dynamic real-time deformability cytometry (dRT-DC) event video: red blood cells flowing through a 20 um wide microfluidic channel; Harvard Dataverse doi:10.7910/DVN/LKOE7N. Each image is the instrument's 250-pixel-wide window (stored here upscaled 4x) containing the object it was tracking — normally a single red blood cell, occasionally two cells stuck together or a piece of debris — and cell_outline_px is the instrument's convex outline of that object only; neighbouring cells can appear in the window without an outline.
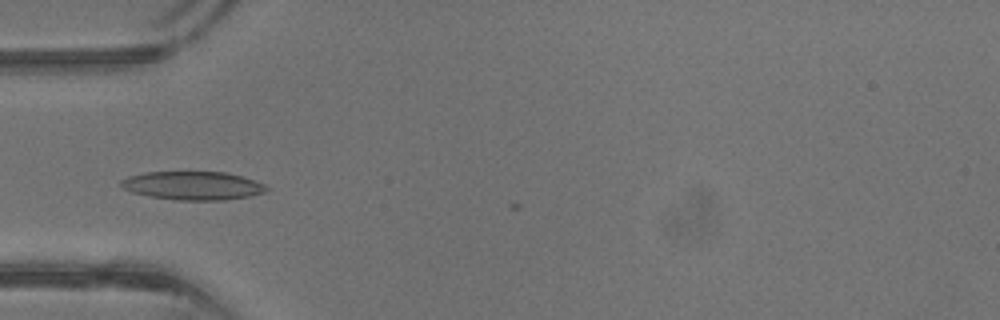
{"species": "common noctule bat (a hibernating species)", "species_latin": "Nyctalus noctula", "temperature_condition": "warm", "stored_images_in_passage": 24, "camera_frame_rate_fps": 3000, "um_per_image_px": 0.085, "animal": {"sex": "male", "body_mass_g": 13.3}, "frame": {"image": 1, "passage_image": 1, "time_ms": 0.0, "image_size_px": [1000, 320], "cell_outline_px": [[268, 188], [264, 192], [252, 196], [224, 200], [176, 200], [152, 196], [132, 192], [124, 188], [120, 184], [120, 180], [128, 176], [144, 172], [224, 172], [240, 176], [264, 184]], "centroid_in_image_um": [16.38, 15.78], "position_along_channel_um": 68.6, "area_um2": 23.93}}
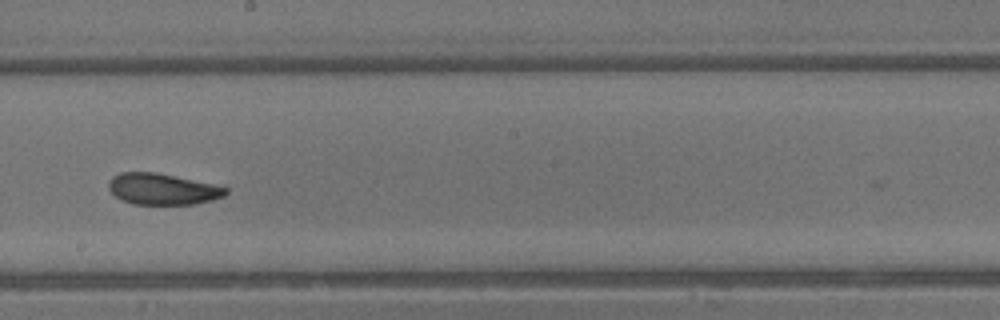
{"frame": {"image": 2, "passage_image": 11, "time_ms": 3.333, "image_size_px": [1000, 320], "cell_outline_px": [[228, 192], [224, 196], [212, 200], [192, 204], [132, 204], [120, 200], [108, 188], [108, 184], [112, 176], [120, 172], [156, 172], [212, 184], [228, 188]], "centroid_in_image_um": [13.78, 16.07], "position_along_channel_um": 234.4, "area_um2": 21.21}}
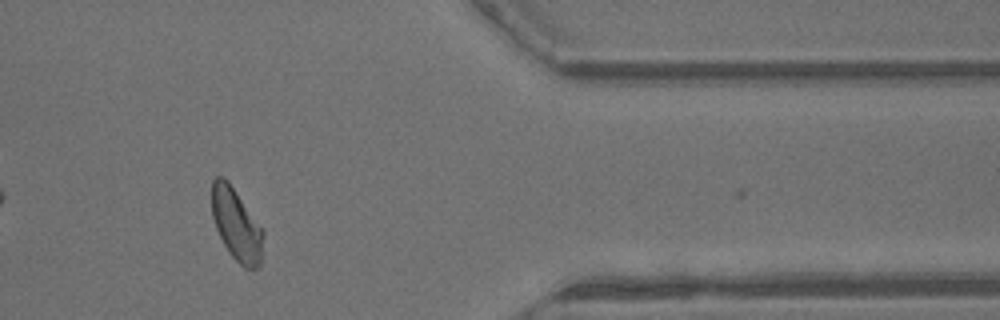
{"frame": {"image": 3, "passage_image": 22, "time_ms": 7.0, "image_size_px": [1000, 320], "cell_outline_px": [[264, 232], [260, 268], [244, 268], [232, 256], [224, 244], [216, 228], [212, 216], [212, 180], [216, 176], [224, 176], [228, 180], [264, 228]], "centroid_in_image_um": [20.12, 19.07], "position_along_channel_um": 391.3, "area_um2": 21.91}, "authors_computed_cell_mechanics": {"area_um2": 22.0507, "velocity_mm_per_s": 4.9601, "shape_relaxation_time_tau1_ms": 4.6019, "shape_relaxation_time_tau2_ms": 1.1872, "deformation_change_tau1": 0.1696, "deformation_change_tau2": 0.0694}}